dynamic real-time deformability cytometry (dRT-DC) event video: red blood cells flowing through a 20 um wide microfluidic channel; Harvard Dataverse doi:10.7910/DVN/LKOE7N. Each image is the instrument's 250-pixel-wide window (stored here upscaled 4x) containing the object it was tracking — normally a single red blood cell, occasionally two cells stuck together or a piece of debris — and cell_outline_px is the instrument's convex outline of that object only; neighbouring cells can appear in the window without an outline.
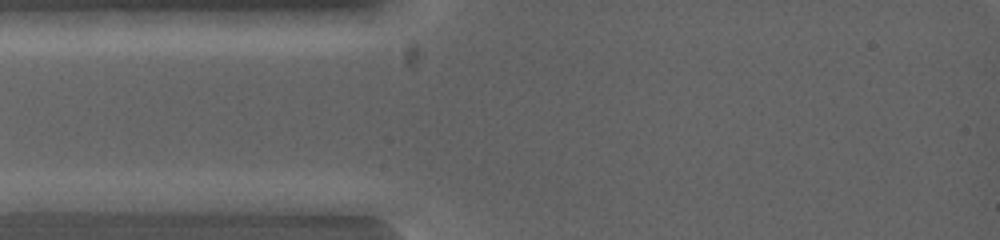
{"species": "common noctule bat (a hibernating species)", "species_latin": "Nyctalus noctula", "temperature_condition": "warm", "stored_images_in_passage": 2, "camera_frame_rate_fps": 5000, "um_per_image_px": 0.085, "animal": {"sex": "female", "body_mass_g": 19.0, "forearm_length_mm": 53.3}, "frame": {"image": 1, "passage_image": 1, "time_ms": 0.0, "image_size_px": [1000, 240], "cell_outline_px": [[120, 200], [84, 212], [36, 212], [16, 200], [64, 192], [104, 192]], "centroid_in_image_um": [5.82, 17.16], "position_along_channel_um": 79.2, "area_um2": 10.75}}